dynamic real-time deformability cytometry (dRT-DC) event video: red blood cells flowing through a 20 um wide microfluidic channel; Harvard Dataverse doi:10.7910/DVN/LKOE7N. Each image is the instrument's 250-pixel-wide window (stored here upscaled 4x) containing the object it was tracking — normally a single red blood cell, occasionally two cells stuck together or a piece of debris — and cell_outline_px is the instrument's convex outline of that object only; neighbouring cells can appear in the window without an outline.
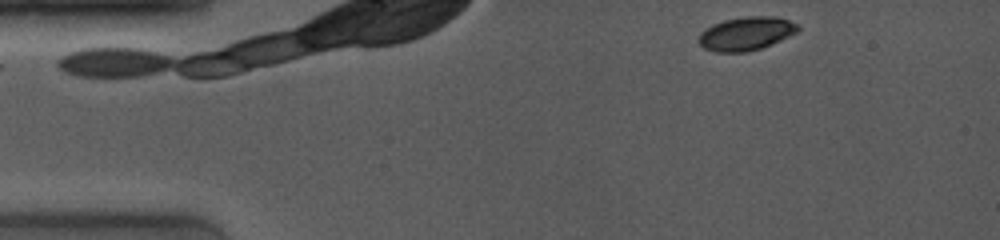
{"species": "common noctule bat (a hibernating species)", "species_latin": "Nyctalus noctula", "temperature_condition": "room temperature", "stored_images_in_passage": 12, "camera_frame_rate_fps": 4000, "um_per_image_px": 0.085, "animal": {"sex": "female", "body_mass_g": 19.0, "forearm_length_mm": 53.3}, "frame": {"image": 1, "passage_image": 1, "time_ms": 0.0, "image_size_px": [1000, 240], "cell_outline_px": [[800, 28], [796, 32], [772, 44], [748, 52], [716, 52], [704, 48], [700, 44], [700, 32], [704, 28], [712, 24], [724, 20], [744, 16], [776, 16], [788, 20], [796, 24]], "centroid_in_image_um": [63.4, 2.85], "position_along_channel_um": 21.6, "area_um2": 19.31}}
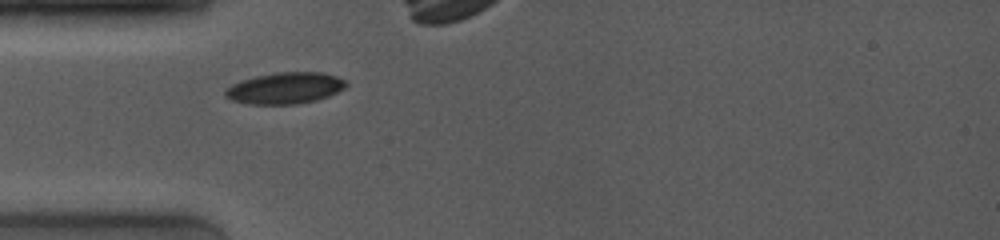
{"frame": {"image": 2, "passage_image": 7, "time_ms": 3.0, "image_size_px": [1000, 240], "cell_outline_px": [[348, 84], [344, 88], [328, 96], [316, 100], [296, 104], [248, 104], [232, 100], [224, 96], [224, 92], [232, 84], [256, 76], [276, 72], [320, 72], [336, 76], [344, 80]], "centroid_in_image_um": [24.23, 7.49], "position_along_channel_um": 60.8, "area_um2": 21.91}}